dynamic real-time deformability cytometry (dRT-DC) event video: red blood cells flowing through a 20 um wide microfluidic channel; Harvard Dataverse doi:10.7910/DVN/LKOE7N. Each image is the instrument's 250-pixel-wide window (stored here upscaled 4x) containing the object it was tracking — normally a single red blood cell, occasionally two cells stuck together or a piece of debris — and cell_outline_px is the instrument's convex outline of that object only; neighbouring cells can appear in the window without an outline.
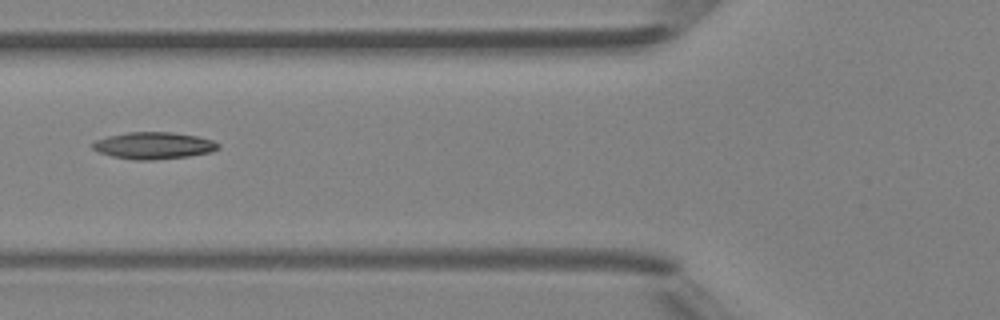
{"species": "Egyptian fruit bat (a non-hibernating species)", "species_latin": "Rousettus aegyptiacus", "temperature_condition": "room temperature", "stored_images_in_passage": 5, "camera_frame_rate_fps": 3000, "um_per_image_px": 0.085, "animal": {"sex": "female"}, "frame": {"image": 1, "passage_image": 5, "time_ms": 5.333, "image_size_px": [1000, 320], "cell_outline_px": [[220, 148], [212, 152], [188, 156], [152, 160], [136, 160], [112, 156], [100, 152], [92, 148], [92, 144], [96, 140], [108, 136], [128, 132], [172, 132], [196, 136], [212, 140], [220, 144]], "centroid_in_image_um": [13.09, 12.37], "position_along_channel_um": 112.7, "area_um2": 19.59}}